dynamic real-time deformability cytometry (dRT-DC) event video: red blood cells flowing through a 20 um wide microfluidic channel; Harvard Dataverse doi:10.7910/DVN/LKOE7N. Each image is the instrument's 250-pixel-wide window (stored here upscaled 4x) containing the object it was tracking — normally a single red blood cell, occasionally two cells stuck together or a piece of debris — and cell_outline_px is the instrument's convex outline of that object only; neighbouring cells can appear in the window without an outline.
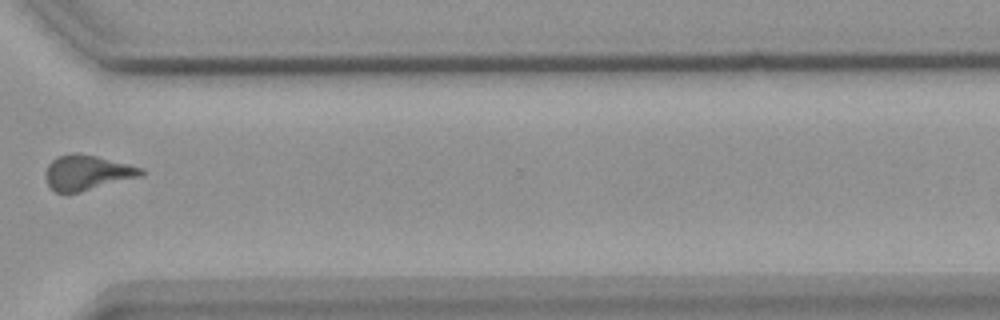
{"species": "common noctule bat (a hibernating species)", "species_latin": "Nyctalus noctula", "temperature_condition": "warm", "stored_images_in_passage": 15, "camera_frame_rate_fps": 3000, "um_per_image_px": 0.085, "animal": {"sex": "female", "body_mass_g": 18.4}, "frame": {"image": 1, "passage_image": 11, "time_ms": 12.667, "image_size_px": [1000, 320], "cell_outline_px": [[144, 176], [76, 192], [56, 192], [48, 184], [48, 164], [56, 156], [72, 152], [96, 156], [144, 168]], "centroid_in_image_um": [7.46, 14.65], "position_along_channel_um": 363.1, "area_um2": 19.07}}
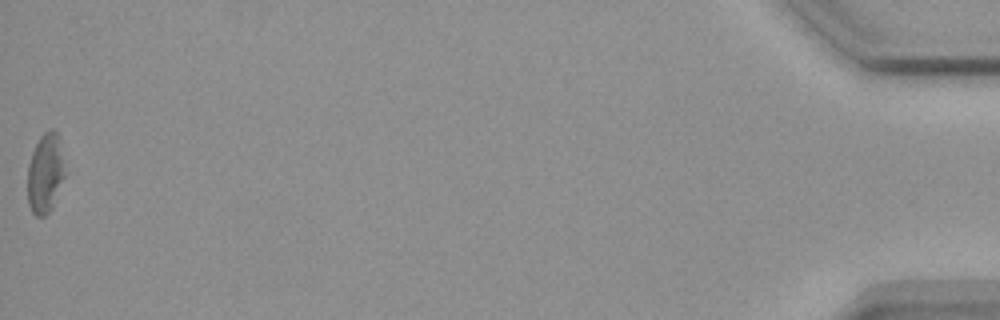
{"frame": {"image": 2, "passage_image": 15, "time_ms": 17.333, "image_size_px": [1000, 320], "cell_outline_px": [[64, 176], [52, 208], [44, 216], [36, 216], [32, 212], [28, 204], [28, 164], [32, 152], [40, 136], [48, 128], [56, 128], [60, 136], [64, 172]], "centroid_in_image_um": [3.85, 14.67], "position_along_channel_um": 431.4, "area_um2": 17.4}, "authors_computed_cell_mechanics": {"area_um2": 18.9584, "velocity_mm_per_s": 2.6623, "shape_relaxation_time_tau1_ms": 2.3211, "shape_relaxation_time_tau2_ms": 2.7042, "deformation_change_tau1": 0.0976, "deformation_change_tau2": 0.0925}}